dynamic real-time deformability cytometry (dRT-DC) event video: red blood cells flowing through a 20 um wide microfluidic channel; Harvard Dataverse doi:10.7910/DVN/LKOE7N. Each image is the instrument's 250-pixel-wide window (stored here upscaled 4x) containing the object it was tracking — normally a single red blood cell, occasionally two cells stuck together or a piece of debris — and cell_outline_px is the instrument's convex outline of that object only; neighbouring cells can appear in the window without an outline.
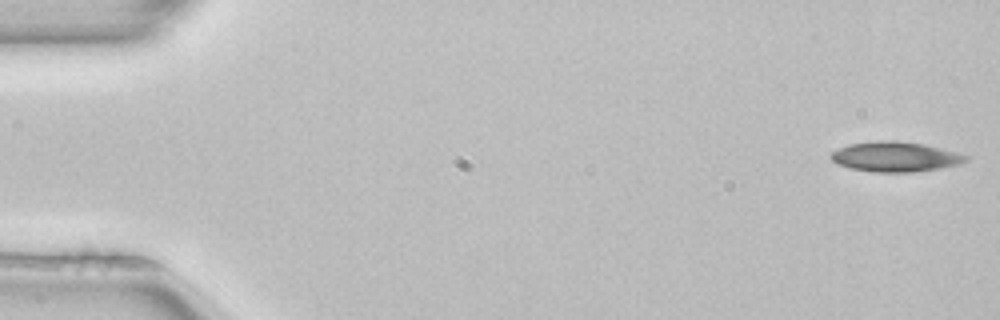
{"species": "common noctule bat (a hibernating species)", "species_latin": "Nyctalus noctula", "temperature_condition": "room temperature", "stored_images_in_passage": 51, "camera_frame_rate_fps": 3000, "um_per_image_px": 0.085, "animal": {"sex": "female", "body_mass_g": 22.7, "forearm_length_mm": 54.2}, "frame": {"image": 1, "passage_image": 1, "time_ms": 0.0, "image_size_px": [1000, 320], "cell_outline_px": [[968, 160], [960, 164], [940, 168], [912, 172], [872, 172], [852, 168], [836, 164], [828, 156], [832, 152], [848, 144], [880, 140], [896, 140], [924, 144], [956, 152], [968, 156]], "centroid_in_image_um": [76.08, 13.32], "position_along_channel_um": 8.9, "area_um2": 23.58}}
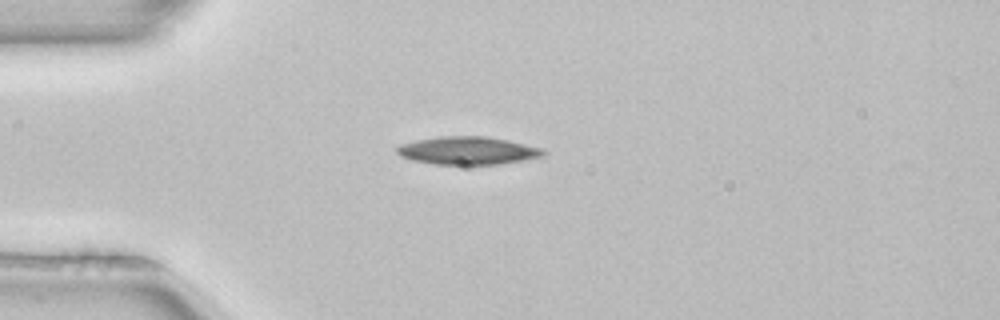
{"frame": {"image": 2, "passage_image": 13, "time_ms": 4.0, "image_size_px": [1000, 320], "cell_outline_px": [[548, 152], [544, 156], [524, 160], [496, 164], [436, 164], [412, 160], [400, 156], [396, 152], [396, 148], [400, 144], [416, 140], [440, 136], [488, 136], [544, 148]], "centroid_in_image_um": [39.78, 12.79], "position_along_channel_um": 45.2, "area_um2": 23.87}}
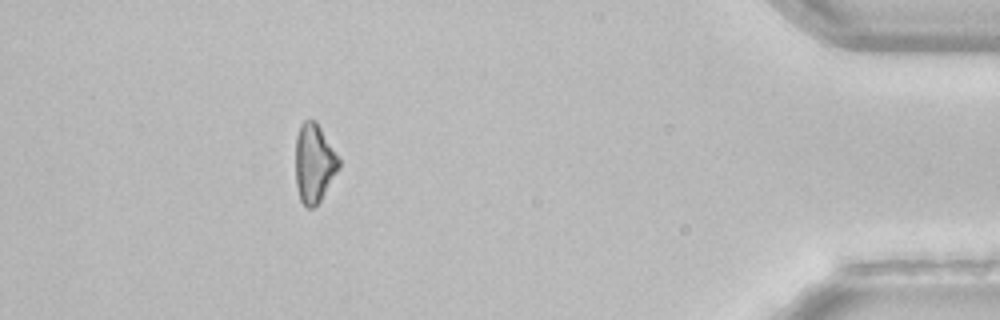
{"frame": {"image": 3, "passage_image": 46, "time_ms": 15.0, "image_size_px": [1000, 320], "cell_outline_px": [[340, 168], [320, 200], [312, 208], [308, 208], [300, 200], [296, 184], [296, 136], [300, 124], [304, 120], [316, 120], [340, 156]], "centroid_in_image_um": [26.72, 13.83], "position_along_channel_um": 408.5, "area_um2": 20.11}, "authors_computed_cell_mechanics": {"area_um2": 22.831, "velocity_mm_per_s": 3.9961, "shape_relaxation_time_tau1_ms": 3.6467, "shape_relaxation_time_tau2_ms": null, "deformation_change_tau1": 0.0928, "deformation_change_tau2": null}}